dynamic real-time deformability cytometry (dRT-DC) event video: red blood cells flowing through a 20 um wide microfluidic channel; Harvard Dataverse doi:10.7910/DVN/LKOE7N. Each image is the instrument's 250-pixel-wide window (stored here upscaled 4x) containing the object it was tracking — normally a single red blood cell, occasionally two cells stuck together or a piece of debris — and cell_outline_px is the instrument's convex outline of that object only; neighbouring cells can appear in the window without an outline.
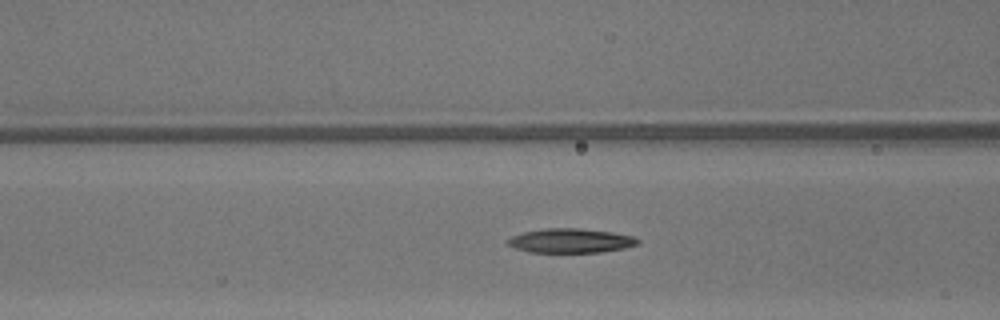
{"species": "common noctule bat (a hibernating species)", "species_latin": "Nyctalus noctula", "temperature_condition": "warm", "stored_images_in_passage": 8, "camera_frame_rate_fps": 3000, "um_per_image_px": 0.085, "animal": {"sex": "male", "body_mass_g": 13.3}, "frame": {"image": 1, "passage_image": 6, "time_ms": 1.667, "image_size_px": [1000, 320], "cell_outline_px": [[640, 244], [624, 248], [600, 252], [528, 252], [504, 244], [512, 236], [524, 232], [544, 228], [580, 228], [612, 232], [632, 236], [640, 240]], "centroid_in_image_um": [48.5, 20.46], "position_along_channel_um": 118.1, "area_um2": 18.44}}